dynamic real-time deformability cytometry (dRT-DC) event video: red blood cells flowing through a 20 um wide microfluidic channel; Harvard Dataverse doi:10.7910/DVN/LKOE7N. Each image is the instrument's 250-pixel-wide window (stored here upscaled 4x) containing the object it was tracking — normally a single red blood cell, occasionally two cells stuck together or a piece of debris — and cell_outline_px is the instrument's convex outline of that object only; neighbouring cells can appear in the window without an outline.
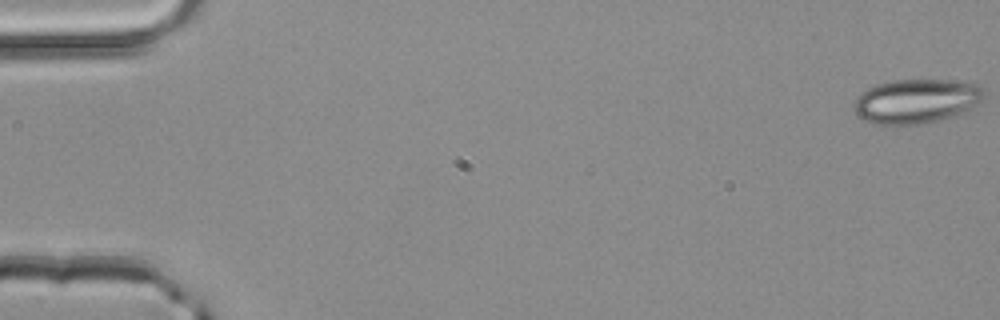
{"species": "common noctule bat (a hibernating species)", "species_latin": "Nyctalus noctula", "temperature_condition": "room temperature", "stored_images_in_passage": 52, "segment_of_instrument_passage": [1, 2], "camera_frame_rate_fps": 3000, "um_per_image_px": 0.085, "animal": {"sex": "male", "body_mass_g": 20.4}, "frame": {"image": 1, "passage_image": 1, "time_ms": 0.0, "image_size_px": [1000, 320], "cell_outline_px": [[984, 100], [980, 104], [968, 112], [940, 120], [920, 124], [872, 124], [864, 120], [852, 108], [852, 104], [856, 96], [860, 92], [876, 84], [892, 80], [948, 80], [980, 84], [984, 88]], "centroid_in_image_um": [77.92, 8.59], "position_along_channel_um": 7.1, "area_um2": 34.28}}
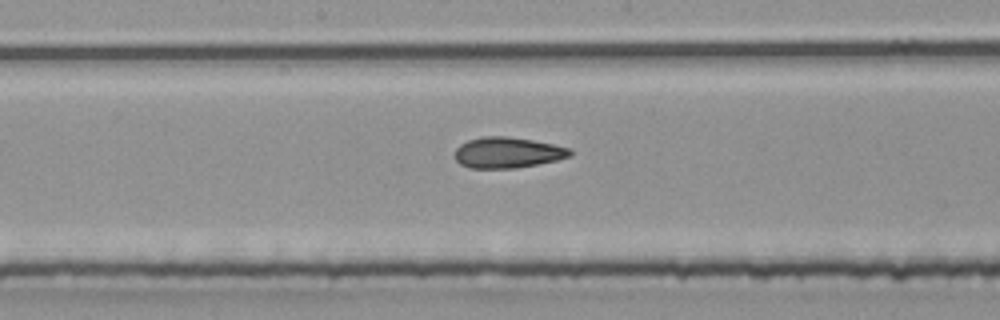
{"frame": {"image": 2, "passage_image": 27, "time_ms": 8.667, "image_size_px": [1000, 320], "cell_outline_px": [[572, 156], [556, 160], [516, 168], [468, 168], [460, 164], [456, 160], [456, 148], [460, 144], [468, 140], [484, 136], [508, 136], [532, 140], [552, 144], [568, 148], [572, 152]], "centroid_in_image_um": [43.12, 12.97], "position_along_channel_um": 205.1, "area_um2": 20.58}}
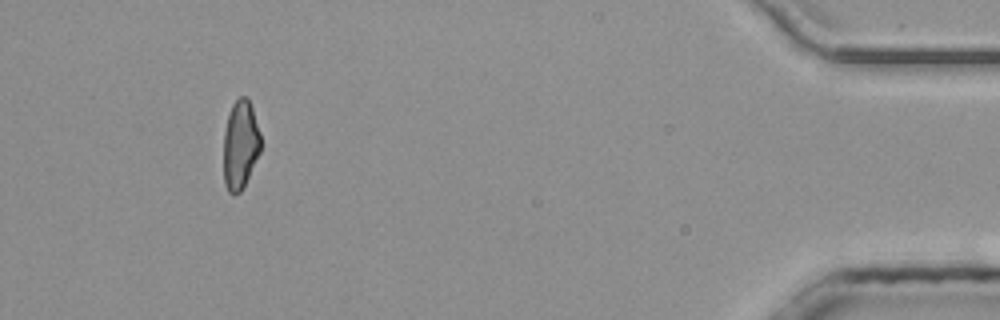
{"frame": {"image": 3, "passage_image": 47, "time_ms": 15.333, "image_size_px": [1000, 320], "cell_outline_px": [[260, 152], [240, 192], [228, 192], [224, 184], [224, 132], [228, 116], [232, 104], [240, 96], [248, 96], [260, 132]], "centroid_in_image_um": [20.42, 12.26], "position_along_channel_um": 414.8, "area_um2": 18.96}}